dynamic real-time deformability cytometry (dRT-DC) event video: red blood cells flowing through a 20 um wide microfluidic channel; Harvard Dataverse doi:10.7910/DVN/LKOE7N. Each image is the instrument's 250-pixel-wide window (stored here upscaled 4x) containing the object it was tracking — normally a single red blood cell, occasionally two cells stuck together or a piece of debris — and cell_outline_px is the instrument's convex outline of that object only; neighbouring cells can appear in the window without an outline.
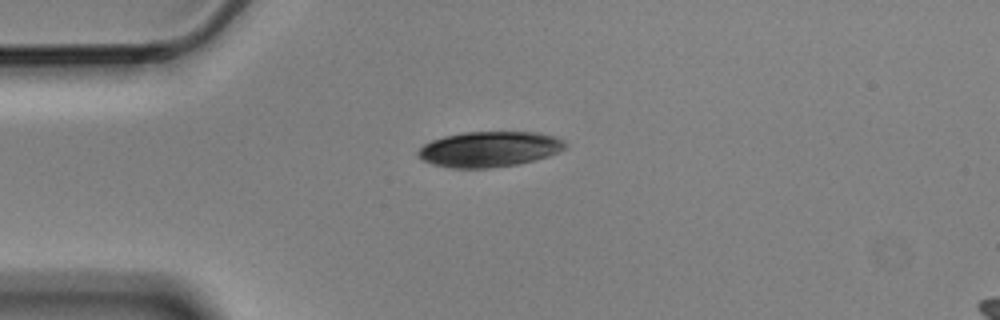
{"species": "Egyptian fruit bat (a non-hibernating species)", "species_latin": "Rousettus aegyptiacus", "temperature_condition": "cold", "stored_images_in_passage": 5, "camera_frame_rate_fps": 3000, "um_per_image_px": 0.085, "animal": {"sex": "male"}, "frame": {"image": 1, "passage_image": 5, "time_ms": 1.333, "image_size_px": [1000, 320], "cell_outline_px": [[564, 148], [548, 156], [516, 164], [488, 168], [452, 168], [432, 164], [416, 156], [416, 152], [424, 144], [432, 140], [444, 136], [464, 132], [536, 132], [556, 136], [564, 144]], "centroid_in_image_um": [41.52, 12.67], "position_along_channel_um": 43.5, "area_um2": 30.11}}